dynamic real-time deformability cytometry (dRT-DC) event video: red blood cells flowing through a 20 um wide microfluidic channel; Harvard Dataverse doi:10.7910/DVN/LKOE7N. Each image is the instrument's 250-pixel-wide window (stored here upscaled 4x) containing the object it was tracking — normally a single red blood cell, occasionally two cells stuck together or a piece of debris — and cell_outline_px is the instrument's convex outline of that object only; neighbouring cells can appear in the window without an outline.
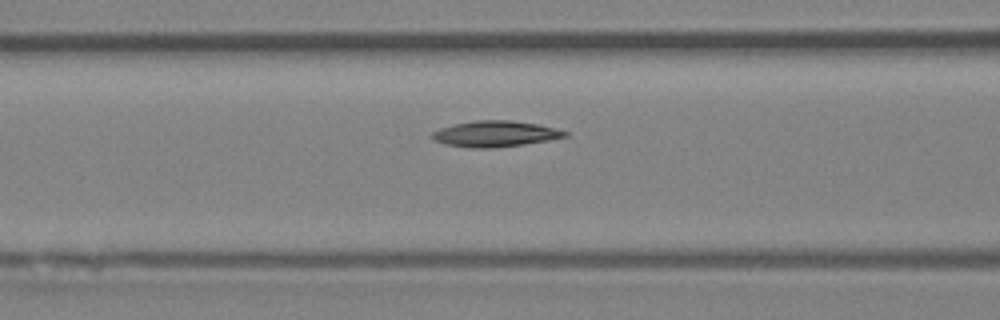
{"species": "Egyptian fruit bat (a non-hibernating species)", "species_latin": "Rousettus aegyptiacus", "temperature_condition": "room temperature", "stored_images_in_passage": 15, "camera_frame_rate_fps": 3000, "um_per_image_px": 0.085, "animal": {"sex": "female"}, "frame": {"image": 1, "passage_image": 13, "time_ms": 4.0, "image_size_px": [1000, 320], "cell_outline_px": [[568, 136], [548, 140], [524, 144], [492, 148], [468, 148], [444, 144], [432, 140], [428, 136], [432, 132], [440, 128], [456, 124], [476, 120], [512, 120], [536, 124], [556, 128], [568, 132]], "centroid_in_image_um": [42.04, 11.38], "position_along_channel_um": 124.6, "area_um2": 20.17}}